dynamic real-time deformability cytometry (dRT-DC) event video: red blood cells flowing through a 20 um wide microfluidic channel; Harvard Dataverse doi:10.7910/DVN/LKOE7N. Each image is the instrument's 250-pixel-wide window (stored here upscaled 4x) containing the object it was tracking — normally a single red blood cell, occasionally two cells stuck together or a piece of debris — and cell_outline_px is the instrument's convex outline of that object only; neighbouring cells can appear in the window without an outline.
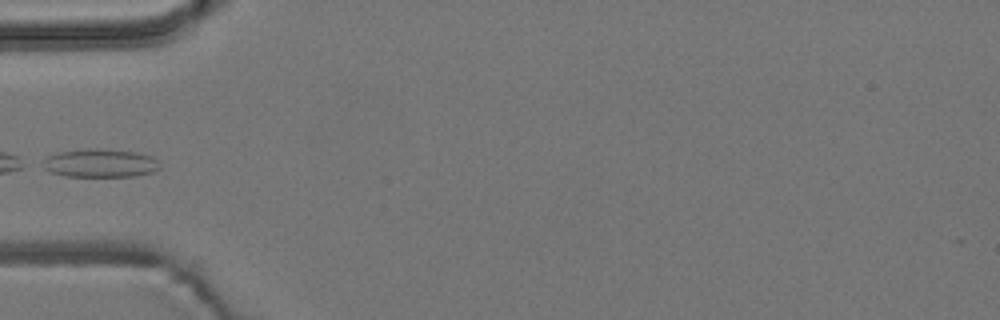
{"species": "common noctule bat (a hibernating species)", "species_latin": "Nyctalus noctula", "temperature_condition": "room temperature", "stored_images_in_passage": 6, "camera_frame_rate_fps": 3000, "um_per_image_px": 0.085, "animal": {"sex": "male", "body_mass_g": 19.2, "forearm_length_mm": 51.8}, "frame": {"image": 1, "passage_image": 6, "time_ms": 1.667, "image_size_px": [1000, 320], "cell_outline_px": [[160, 168], [152, 172], [136, 176], [64, 176], [48, 172], [36, 164], [48, 156], [60, 152], [92, 148], [100, 148], [136, 152], [152, 156], [160, 164]], "centroid_in_image_um": [8.44, 13.87], "position_along_channel_um": 76.6, "area_um2": 19.65}}